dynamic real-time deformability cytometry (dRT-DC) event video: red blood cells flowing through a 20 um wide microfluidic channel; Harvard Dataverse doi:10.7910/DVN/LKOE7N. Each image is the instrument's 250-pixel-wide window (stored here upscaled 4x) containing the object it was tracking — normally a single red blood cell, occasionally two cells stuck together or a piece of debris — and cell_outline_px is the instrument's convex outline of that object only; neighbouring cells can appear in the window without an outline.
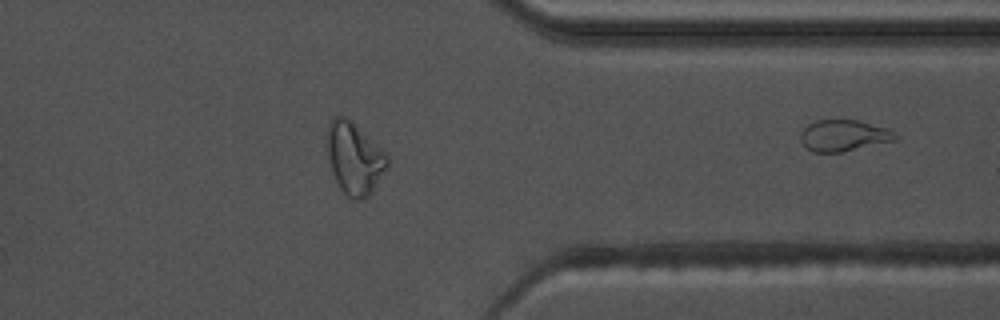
{"species": "common noctule bat (a hibernating species)", "species_latin": "Nyctalus noctula", "temperature_condition": "warm", "stored_images_in_passage": 46, "segment_of_instrument_passage": [2, 2], "camera_frame_rate_fps": 3000, "um_per_image_px": 0.085, "animal": {"sex": "male", "body_mass_g": 17.5, "forearm_length_mm": 52.3}, "frame": {"image": 1, "passage_image": 46, "time_ms": 15.0, "image_size_px": [1000, 320], "cell_outline_px": [[900, 136], [896, 140], [840, 152], [812, 152], [804, 148], [800, 140], [800, 132], [812, 120], [860, 120], [888, 128]], "centroid_in_image_um": [71.69, 11.51], "position_along_channel_um": 339.7, "area_um2": 17.57}}